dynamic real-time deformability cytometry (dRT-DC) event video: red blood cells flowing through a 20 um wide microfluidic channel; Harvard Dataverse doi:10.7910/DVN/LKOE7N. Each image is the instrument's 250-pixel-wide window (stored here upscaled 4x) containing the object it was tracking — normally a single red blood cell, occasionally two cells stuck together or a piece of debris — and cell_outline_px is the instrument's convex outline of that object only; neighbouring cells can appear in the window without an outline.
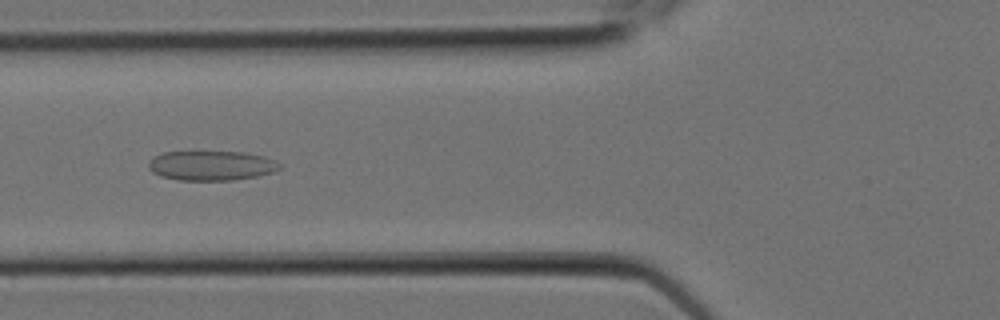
{"species": "Egyptian fruit bat (a non-hibernating species)", "species_latin": "Rousettus aegyptiacus", "temperature_condition": "room temperature", "stored_images_in_passage": 8, "camera_frame_rate_fps": 3000, "um_per_image_px": 0.085, "animal": {"sex": "female"}, "frame": {"image": 1, "passage_image": 6, "time_ms": 1.667, "image_size_px": [1000, 320], "cell_outline_px": [[280, 168], [272, 172], [256, 176], [232, 180], [180, 180], [160, 176], [152, 172], [148, 168], [148, 164], [152, 156], [164, 152], [244, 152], [264, 156], [276, 160], [280, 164]], "centroid_in_image_um": [17.94, 14.07], "position_along_channel_um": 107.9, "area_um2": 22.66}}
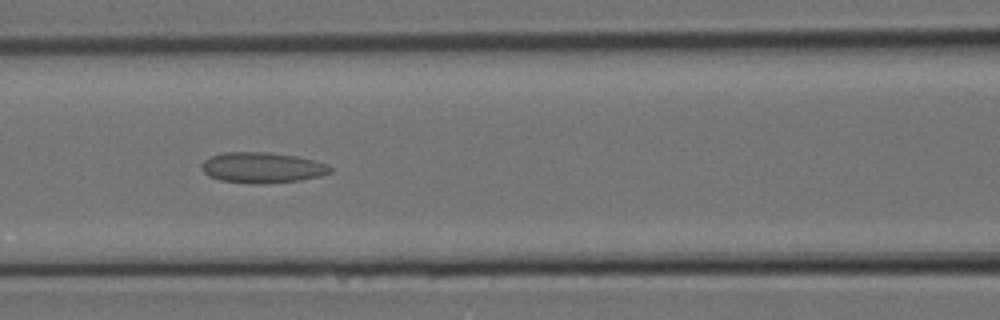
{"frame": {"image": 2, "passage_image": 7, "time_ms": 2.0, "image_size_px": [1000, 320], "cell_outline_px": [[332, 172], [320, 176], [300, 180], [220, 180], [208, 176], [204, 172], [204, 160], [212, 156], [224, 152], [268, 152], [296, 156], [328, 164], [332, 168]], "centroid_in_image_um": [22.34, 14.18], "position_along_channel_um": 144.3, "area_um2": 21.56}}
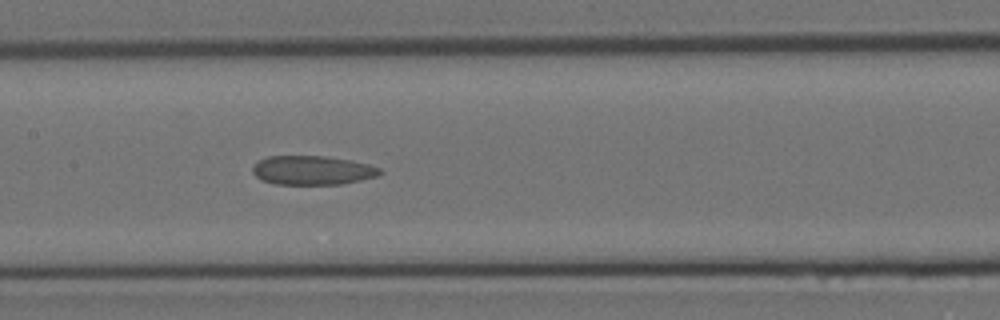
{"frame": {"image": 3, "passage_image": 8, "time_ms": 2.333, "image_size_px": [1000, 320], "cell_outline_px": [[384, 172], [376, 176], [360, 180], [340, 184], [276, 184], [260, 180], [252, 172], [252, 168], [260, 160], [268, 156], [324, 156], [352, 160], [368, 164], [380, 168]], "centroid_in_image_um": [26.56, 14.47], "position_along_channel_um": 180.8, "area_um2": 21.5}}